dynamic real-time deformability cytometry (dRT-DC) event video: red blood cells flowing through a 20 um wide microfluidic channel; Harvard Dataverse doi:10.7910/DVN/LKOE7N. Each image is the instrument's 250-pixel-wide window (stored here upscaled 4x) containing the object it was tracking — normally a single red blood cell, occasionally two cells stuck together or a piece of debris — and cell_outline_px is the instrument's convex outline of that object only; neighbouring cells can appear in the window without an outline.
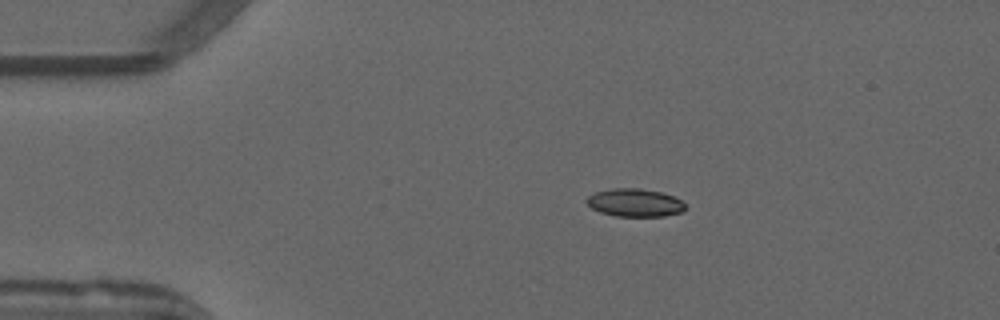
{"species": "common noctule bat (a hibernating species)", "species_latin": "Nyctalus noctula", "temperature_condition": "warm", "stored_images_in_passage": 52, "camera_frame_rate_fps": 3000, "um_per_image_px": 0.085, "animal": {"sex": "male", "forearm_length_mm": 52.5}, "frame": {"image": 1, "passage_image": 10, "time_ms": 3.0, "image_size_px": [1000, 320], "cell_outline_px": [[684, 212], [664, 216], [616, 216], [600, 212], [592, 208], [584, 200], [588, 196], [596, 192], [612, 188], [640, 188], [660, 192], [672, 196], [680, 200], [684, 204]], "centroid_in_image_um": [53.94, 17.23], "position_along_channel_um": 31.1, "area_um2": 16.01}}
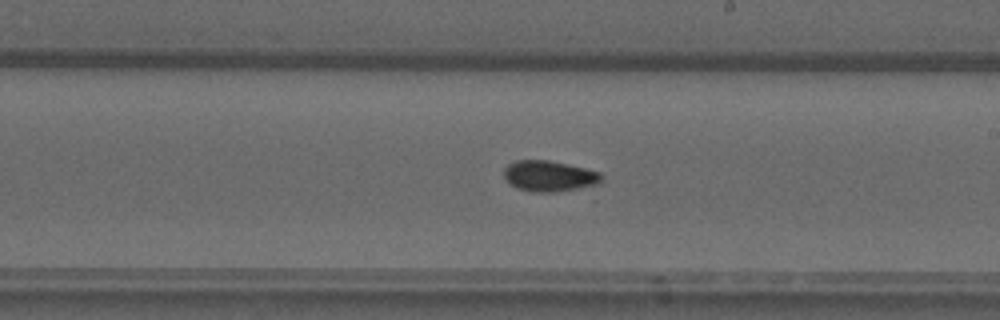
{"frame": {"image": 2, "passage_image": 30, "time_ms": 9.667, "image_size_px": [1000, 320], "cell_outline_px": [[604, 176], [600, 184], [592, 188], [556, 192], [532, 192], [516, 188], [508, 184], [504, 176], [504, 168], [508, 164], [516, 160], [548, 160], [568, 164], [600, 172]], "centroid_in_image_um": [46.74, 14.99], "position_along_channel_um": 242.3, "area_um2": 18.15}}
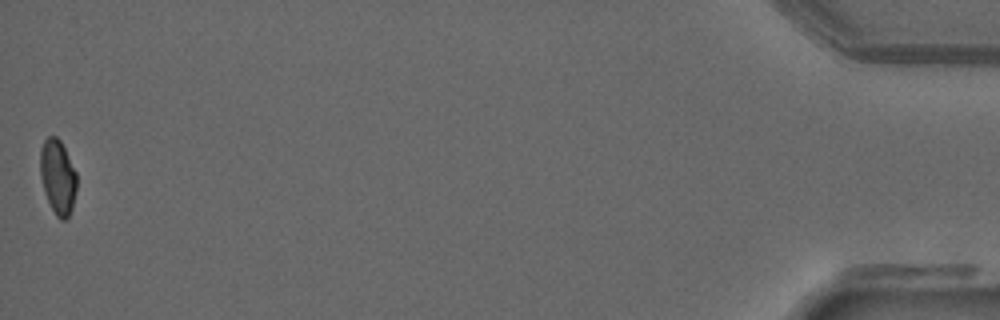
{"frame": {"image": 3, "passage_image": 52, "time_ms": 17.0, "image_size_px": [1000, 320], "cell_outline_px": [[76, 192], [72, 208], [68, 216], [64, 220], [60, 220], [56, 216], [44, 192], [40, 176], [40, 148], [44, 140], [48, 136], [56, 136], [60, 140], [76, 172]], "centroid_in_image_um": [4.9, 15.03], "position_along_channel_um": 430.3, "area_um2": 15.84}, "authors_computed_cell_mechanics": {"area_um2": 16.8198, "velocity_mm_per_s": 3.9407, "shape_relaxation_time_tau1_ms": null, "shape_relaxation_time_tau2_ms": 3.8196, "deformation_change_tau1": null, "deformation_change_tau2": 0.0823}}